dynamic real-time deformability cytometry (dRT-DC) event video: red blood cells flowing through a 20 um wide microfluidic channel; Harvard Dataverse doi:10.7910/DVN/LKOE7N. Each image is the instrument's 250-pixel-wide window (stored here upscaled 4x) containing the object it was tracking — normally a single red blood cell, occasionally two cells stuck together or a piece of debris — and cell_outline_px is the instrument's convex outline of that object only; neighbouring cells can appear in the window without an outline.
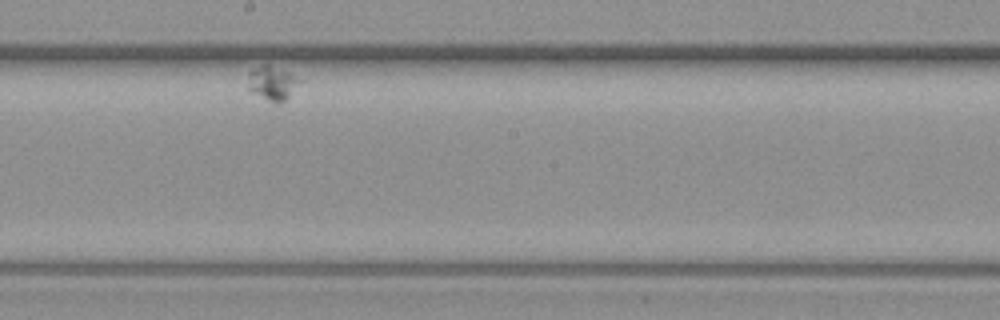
{"species": "common noctule bat (a hibernating species)", "species_latin": "Nyctalus noctula", "temperature_condition": "warm", "stored_images_in_passage": 10, "camera_frame_rate_fps": 3000, "um_per_image_px": 0.085, "animal": {"sex": "female", "body_mass_g": 19.3, "forearm_length_mm": 54.1}, "frame": {"image": 1, "passage_image": 7, "time_ms": 2.0, "image_size_px": [1000, 320], "cell_outline_px": [[304, 80], [280, 104], [276, 104], [248, 92], [248, 72], [252, 68], [264, 64], [268, 64], [288, 72]], "centroid_in_image_um": [23.11, 7.07], "position_along_channel_um": 225.1, "area_um2": 10.58}}
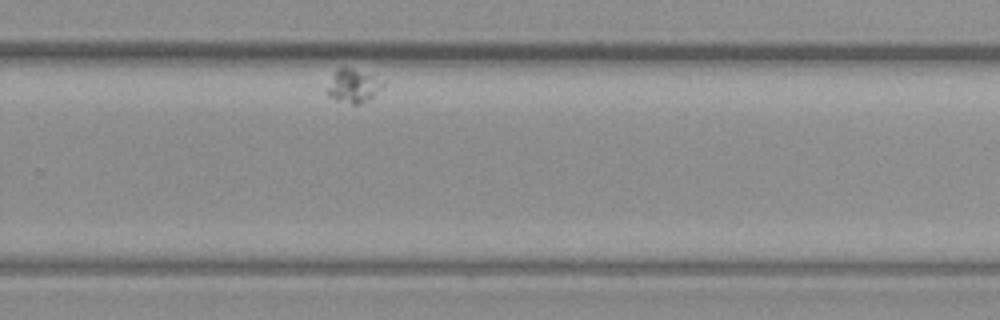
{"frame": {"image": 2, "passage_image": 10, "time_ms": 3.0, "image_size_px": [1000, 320], "cell_outline_px": [[384, 84], [368, 100], [360, 104], [352, 104], [336, 100], [328, 96], [324, 92], [324, 88], [336, 68], [352, 68], [384, 80]], "centroid_in_image_um": [29.94, 7.3], "position_along_channel_um": 299.9, "area_um2": 10.98}}